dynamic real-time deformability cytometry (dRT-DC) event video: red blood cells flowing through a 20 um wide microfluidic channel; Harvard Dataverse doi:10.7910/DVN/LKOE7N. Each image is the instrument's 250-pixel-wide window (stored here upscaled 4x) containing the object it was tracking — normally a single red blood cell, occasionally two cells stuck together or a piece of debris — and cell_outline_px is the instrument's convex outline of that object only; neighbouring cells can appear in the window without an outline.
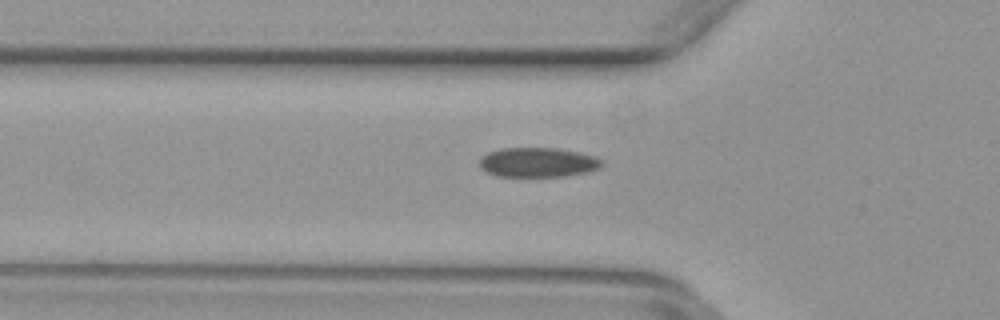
{"species": "common noctule bat (a hibernating species)", "species_latin": "Nyctalus noctula", "temperature_condition": "warm", "stored_images_in_passage": 44, "camera_frame_rate_fps": 3000, "um_per_image_px": 0.085, "animal": {"sex": "female", "body_mass_g": 29.2, "forearm_length_mm": 56.3}, "frame": {"image": 1, "passage_image": 11, "time_ms": 3.333, "image_size_px": [1000, 320], "cell_outline_px": [[604, 164], [600, 168], [588, 172], [564, 176], [496, 176], [480, 168], [480, 156], [488, 152], [500, 148], [556, 148], [576, 152], [592, 156], [604, 160]], "centroid_in_image_um": [45.71, 13.8], "position_along_channel_um": 80.1, "area_um2": 21.1}}
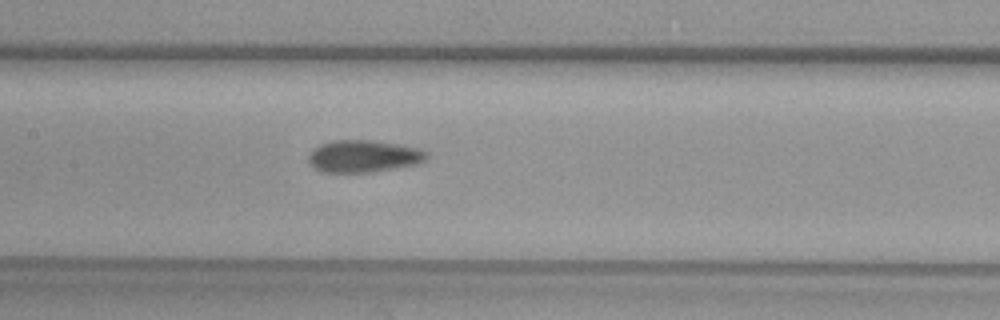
{"frame": {"image": 2, "passage_image": 18, "time_ms": 5.667, "image_size_px": [1000, 320], "cell_outline_px": [[428, 156], [424, 160], [416, 164], [396, 168], [372, 172], [320, 172], [308, 160], [308, 156], [320, 144], [332, 140], [372, 140], [420, 148], [428, 152]], "centroid_in_image_um": [30.92, 13.28], "position_along_channel_um": 176.5, "area_um2": 22.02}}
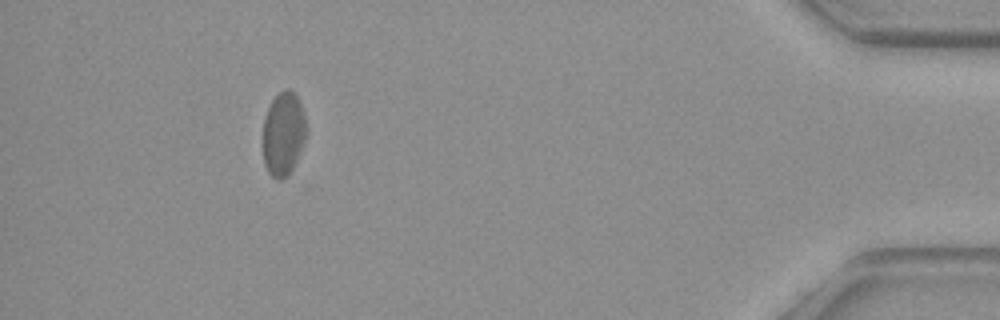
{"frame": {"image": 3, "passage_image": 40, "time_ms": 13.0, "image_size_px": [1000, 320], "cell_outline_px": [[308, 128], [300, 152], [292, 168], [280, 180], [276, 180], [268, 172], [264, 164], [264, 116], [272, 100], [284, 88], [288, 88], [296, 96], [300, 104]], "centroid_in_image_um": [24.09, 11.36], "position_along_channel_um": 411.1, "area_um2": 20.81}}